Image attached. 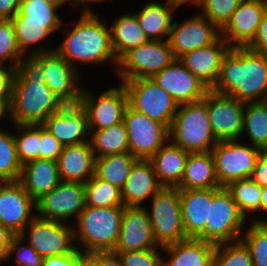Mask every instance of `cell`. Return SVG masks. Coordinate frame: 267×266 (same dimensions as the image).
<instances>
[{
  "label": "cell",
  "mask_w": 267,
  "mask_h": 266,
  "mask_svg": "<svg viewBox=\"0 0 267 266\" xmlns=\"http://www.w3.org/2000/svg\"><path fill=\"white\" fill-rule=\"evenodd\" d=\"M87 259L92 266H123L119 255L113 251L88 253Z\"/></svg>",
  "instance_id": "52"
},
{
  "label": "cell",
  "mask_w": 267,
  "mask_h": 266,
  "mask_svg": "<svg viewBox=\"0 0 267 266\" xmlns=\"http://www.w3.org/2000/svg\"><path fill=\"white\" fill-rule=\"evenodd\" d=\"M89 131V142L95 159L106 155L130 152L124 122L100 130Z\"/></svg>",
  "instance_id": "33"
},
{
  "label": "cell",
  "mask_w": 267,
  "mask_h": 266,
  "mask_svg": "<svg viewBox=\"0 0 267 266\" xmlns=\"http://www.w3.org/2000/svg\"><path fill=\"white\" fill-rule=\"evenodd\" d=\"M19 181L35 200L53 190L60 182L58 163L53 159H34L22 166Z\"/></svg>",
  "instance_id": "29"
},
{
  "label": "cell",
  "mask_w": 267,
  "mask_h": 266,
  "mask_svg": "<svg viewBox=\"0 0 267 266\" xmlns=\"http://www.w3.org/2000/svg\"><path fill=\"white\" fill-rule=\"evenodd\" d=\"M247 48L267 57V11L258 25L253 41Z\"/></svg>",
  "instance_id": "50"
},
{
  "label": "cell",
  "mask_w": 267,
  "mask_h": 266,
  "mask_svg": "<svg viewBox=\"0 0 267 266\" xmlns=\"http://www.w3.org/2000/svg\"><path fill=\"white\" fill-rule=\"evenodd\" d=\"M22 0H0V20H11L20 9Z\"/></svg>",
  "instance_id": "54"
},
{
  "label": "cell",
  "mask_w": 267,
  "mask_h": 266,
  "mask_svg": "<svg viewBox=\"0 0 267 266\" xmlns=\"http://www.w3.org/2000/svg\"><path fill=\"white\" fill-rule=\"evenodd\" d=\"M178 7H182L179 0H165L164 3L154 0L134 14L149 40H166L169 39Z\"/></svg>",
  "instance_id": "25"
},
{
  "label": "cell",
  "mask_w": 267,
  "mask_h": 266,
  "mask_svg": "<svg viewBox=\"0 0 267 266\" xmlns=\"http://www.w3.org/2000/svg\"><path fill=\"white\" fill-rule=\"evenodd\" d=\"M9 182L5 177H3L1 174H0V189L7 183Z\"/></svg>",
  "instance_id": "61"
},
{
  "label": "cell",
  "mask_w": 267,
  "mask_h": 266,
  "mask_svg": "<svg viewBox=\"0 0 267 266\" xmlns=\"http://www.w3.org/2000/svg\"><path fill=\"white\" fill-rule=\"evenodd\" d=\"M129 105L136 111L170 128L178 109L172 96L158 86L152 78L123 81Z\"/></svg>",
  "instance_id": "9"
},
{
  "label": "cell",
  "mask_w": 267,
  "mask_h": 266,
  "mask_svg": "<svg viewBox=\"0 0 267 266\" xmlns=\"http://www.w3.org/2000/svg\"><path fill=\"white\" fill-rule=\"evenodd\" d=\"M182 218L187 238H198L209 220L214 188L180 190Z\"/></svg>",
  "instance_id": "27"
},
{
  "label": "cell",
  "mask_w": 267,
  "mask_h": 266,
  "mask_svg": "<svg viewBox=\"0 0 267 266\" xmlns=\"http://www.w3.org/2000/svg\"><path fill=\"white\" fill-rule=\"evenodd\" d=\"M41 63L34 56H24L13 81L11 123L43 124L65 105L45 84Z\"/></svg>",
  "instance_id": "1"
},
{
  "label": "cell",
  "mask_w": 267,
  "mask_h": 266,
  "mask_svg": "<svg viewBox=\"0 0 267 266\" xmlns=\"http://www.w3.org/2000/svg\"><path fill=\"white\" fill-rule=\"evenodd\" d=\"M12 257L14 259H12ZM16 266H42L43 257L35 251L21 234H14L4 262H10Z\"/></svg>",
  "instance_id": "46"
},
{
  "label": "cell",
  "mask_w": 267,
  "mask_h": 266,
  "mask_svg": "<svg viewBox=\"0 0 267 266\" xmlns=\"http://www.w3.org/2000/svg\"><path fill=\"white\" fill-rule=\"evenodd\" d=\"M11 20H0V64L9 65L17 69L23 59Z\"/></svg>",
  "instance_id": "44"
},
{
  "label": "cell",
  "mask_w": 267,
  "mask_h": 266,
  "mask_svg": "<svg viewBox=\"0 0 267 266\" xmlns=\"http://www.w3.org/2000/svg\"><path fill=\"white\" fill-rule=\"evenodd\" d=\"M169 140L189 153L208 152L218 143L208 117L207 101L178 106L169 128Z\"/></svg>",
  "instance_id": "5"
},
{
  "label": "cell",
  "mask_w": 267,
  "mask_h": 266,
  "mask_svg": "<svg viewBox=\"0 0 267 266\" xmlns=\"http://www.w3.org/2000/svg\"><path fill=\"white\" fill-rule=\"evenodd\" d=\"M14 133L0 128V174L8 181H18L22 172Z\"/></svg>",
  "instance_id": "41"
},
{
  "label": "cell",
  "mask_w": 267,
  "mask_h": 266,
  "mask_svg": "<svg viewBox=\"0 0 267 266\" xmlns=\"http://www.w3.org/2000/svg\"><path fill=\"white\" fill-rule=\"evenodd\" d=\"M261 212L263 213H267V187H262V198H261ZM256 213H254V218L250 219L249 221L252 222H267V217L265 219V217L261 216L260 217H256L255 216ZM262 217L264 219H262Z\"/></svg>",
  "instance_id": "58"
},
{
  "label": "cell",
  "mask_w": 267,
  "mask_h": 266,
  "mask_svg": "<svg viewBox=\"0 0 267 266\" xmlns=\"http://www.w3.org/2000/svg\"><path fill=\"white\" fill-rule=\"evenodd\" d=\"M106 1H110L111 3L113 2L112 0H70V3H71V6L73 5V8H78L79 5H83L82 9L81 10V13H98V12H94V10H92V8L90 9L88 6V4H101L103 2H106Z\"/></svg>",
  "instance_id": "56"
},
{
  "label": "cell",
  "mask_w": 267,
  "mask_h": 266,
  "mask_svg": "<svg viewBox=\"0 0 267 266\" xmlns=\"http://www.w3.org/2000/svg\"><path fill=\"white\" fill-rule=\"evenodd\" d=\"M20 234L43 258L68 255L77 249L71 223L45 220L35 216Z\"/></svg>",
  "instance_id": "11"
},
{
  "label": "cell",
  "mask_w": 267,
  "mask_h": 266,
  "mask_svg": "<svg viewBox=\"0 0 267 266\" xmlns=\"http://www.w3.org/2000/svg\"><path fill=\"white\" fill-rule=\"evenodd\" d=\"M57 10V6L45 0H22L19 12L11 21L46 23V28L53 34L54 31H59L63 24Z\"/></svg>",
  "instance_id": "36"
},
{
  "label": "cell",
  "mask_w": 267,
  "mask_h": 266,
  "mask_svg": "<svg viewBox=\"0 0 267 266\" xmlns=\"http://www.w3.org/2000/svg\"><path fill=\"white\" fill-rule=\"evenodd\" d=\"M212 90L244 103L267 100V57L247 47L230 48Z\"/></svg>",
  "instance_id": "3"
},
{
  "label": "cell",
  "mask_w": 267,
  "mask_h": 266,
  "mask_svg": "<svg viewBox=\"0 0 267 266\" xmlns=\"http://www.w3.org/2000/svg\"><path fill=\"white\" fill-rule=\"evenodd\" d=\"M79 103L85 109L89 130H100L123 122L129 99L121 83L98 96L84 86Z\"/></svg>",
  "instance_id": "12"
},
{
  "label": "cell",
  "mask_w": 267,
  "mask_h": 266,
  "mask_svg": "<svg viewBox=\"0 0 267 266\" xmlns=\"http://www.w3.org/2000/svg\"><path fill=\"white\" fill-rule=\"evenodd\" d=\"M181 2V6H184L186 4L193 5L194 7L197 6L200 2L203 0H179Z\"/></svg>",
  "instance_id": "60"
},
{
  "label": "cell",
  "mask_w": 267,
  "mask_h": 266,
  "mask_svg": "<svg viewBox=\"0 0 267 266\" xmlns=\"http://www.w3.org/2000/svg\"><path fill=\"white\" fill-rule=\"evenodd\" d=\"M177 187L180 190L220 187L211 151L189 154L181 183Z\"/></svg>",
  "instance_id": "32"
},
{
  "label": "cell",
  "mask_w": 267,
  "mask_h": 266,
  "mask_svg": "<svg viewBox=\"0 0 267 266\" xmlns=\"http://www.w3.org/2000/svg\"><path fill=\"white\" fill-rule=\"evenodd\" d=\"M57 163L61 181L84 184L95 175V156L90 142L64 146Z\"/></svg>",
  "instance_id": "26"
},
{
  "label": "cell",
  "mask_w": 267,
  "mask_h": 266,
  "mask_svg": "<svg viewBox=\"0 0 267 266\" xmlns=\"http://www.w3.org/2000/svg\"><path fill=\"white\" fill-rule=\"evenodd\" d=\"M149 202L150 207H143L148 213L154 237L160 247L188 239L184 230L178 187L163 186Z\"/></svg>",
  "instance_id": "6"
},
{
  "label": "cell",
  "mask_w": 267,
  "mask_h": 266,
  "mask_svg": "<svg viewBox=\"0 0 267 266\" xmlns=\"http://www.w3.org/2000/svg\"><path fill=\"white\" fill-rule=\"evenodd\" d=\"M241 240L251 253L253 266H267V222H250Z\"/></svg>",
  "instance_id": "42"
},
{
  "label": "cell",
  "mask_w": 267,
  "mask_h": 266,
  "mask_svg": "<svg viewBox=\"0 0 267 266\" xmlns=\"http://www.w3.org/2000/svg\"><path fill=\"white\" fill-rule=\"evenodd\" d=\"M45 1L57 6L59 9L61 8V6L63 7L64 5H66V3L68 2L70 3V0H45Z\"/></svg>",
  "instance_id": "59"
},
{
  "label": "cell",
  "mask_w": 267,
  "mask_h": 266,
  "mask_svg": "<svg viewBox=\"0 0 267 266\" xmlns=\"http://www.w3.org/2000/svg\"><path fill=\"white\" fill-rule=\"evenodd\" d=\"M41 63L45 84L66 104H77L80 101L83 83L81 74L69 64L56 50L34 55Z\"/></svg>",
  "instance_id": "16"
},
{
  "label": "cell",
  "mask_w": 267,
  "mask_h": 266,
  "mask_svg": "<svg viewBox=\"0 0 267 266\" xmlns=\"http://www.w3.org/2000/svg\"><path fill=\"white\" fill-rule=\"evenodd\" d=\"M63 147L64 146L41 124L39 158L57 161L59 155L62 153Z\"/></svg>",
  "instance_id": "48"
},
{
  "label": "cell",
  "mask_w": 267,
  "mask_h": 266,
  "mask_svg": "<svg viewBox=\"0 0 267 266\" xmlns=\"http://www.w3.org/2000/svg\"><path fill=\"white\" fill-rule=\"evenodd\" d=\"M13 25L18 47L24 56H34L55 50V48L51 49L50 47L49 49L45 45L46 42L49 44L52 35L46 28V23L13 22Z\"/></svg>",
  "instance_id": "34"
},
{
  "label": "cell",
  "mask_w": 267,
  "mask_h": 266,
  "mask_svg": "<svg viewBox=\"0 0 267 266\" xmlns=\"http://www.w3.org/2000/svg\"><path fill=\"white\" fill-rule=\"evenodd\" d=\"M87 261V254L76 249L68 255L45 257L42 266H84Z\"/></svg>",
  "instance_id": "49"
},
{
  "label": "cell",
  "mask_w": 267,
  "mask_h": 266,
  "mask_svg": "<svg viewBox=\"0 0 267 266\" xmlns=\"http://www.w3.org/2000/svg\"><path fill=\"white\" fill-rule=\"evenodd\" d=\"M98 16L96 13H81L76 22L68 21L67 24L74 25L71 29L61 27V32L67 35L54 48L78 71L80 64L105 66L108 62L114 64L116 72L118 60L111 45V29Z\"/></svg>",
  "instance_id": "2"
},
{
  "label": "cell",
  "mask_w": 267,
  "mask_h": 266,
  "mask_svg": "<svg viewBox=\"0 0 267 266\" xmlns=\"http://www.w3.org/2000/svg\"><path fill=\"white\" fill-rule=\"evenodd\" d=\"M220 37L221 30L198 11L181 23L174 21L168 40L175 58L179 59L185 53L215 43Z\"/></svg>",
  "instance_id": "17"
},
{
  "label": "cell",
  "mask_w": 267,
  "mask_h": 266,
  "mask_svg": "<svg viewBox=\"0 0 267 266\" xmlns=\"http://www.w3.org/2000/svg\"><path fill=\"white\" fill-rule=\"evenodd\" d=\"M84 266H92L88 261L84 264Z\"/></svg>",
  "instance_id": "62"
},
{
  "label": "cell",
  "mask_w": 267,
  "mask_h": 266,
  "mask_svg": "<svg viewBox=\"0 0 267 266\" xmlns=\"http://www.w3.org/2000/svg\"><path fill=\"white\" fill-rule=\"evenodd\" d=\"M85 185L61 181L53 190L36 201V216L74 224L85 208ZM74 218V222H67Z\"/></svg>",
  "instance_id": "14"
},
{
  "label": "cell",
  "mask_w": 267,
  "mask_h": 266,
  "mask_svg": "<svg viewBox=\"0 0 267 266\" xmlns=\"http://www.w3.org/2000/svg\"><path fill=\"white\" fill-rule=\"evenodd\" d=\"M176 60L168 39L150 40L129 50L119 60L116 70L121 83L137 78H152Z\"/></svg>",
  "instance_id": "8"
},
{
  "label": "cell",
  "mask_w": 267,
  "mask_h": 266,
  "mask_svg": "<svg viewBox=\"0 0 267 266\" xmlns=\"http://www.w3.org/2000/svg\"><path fill=\"white\" fill-rule=\"evenodd\" d=\"M16 75V68L0 64V97L12 100L13 81Z\"/></svg>",
  "instance_id": "51"
},
{
  "label": "cell",
  "mask_w": 267,
  "mask_h": 266,
  "mask_svg": "<svg viewBox=\"0 0 267 266\" xmlns=\"http://www.w3.org/2000/svg\"><path fill=\"white\" fill-rule=\"evenodd\" d=\"M242 140L218 141L211 152L220 187L252 176L260 149Z\"/></svg>",
  "instance_id": "10"
},
{
  "label": "cell",
  "mask_w": 267,
  "mask_h": 266,
  "mask_svg": "<svg viewBox=\"0 0 267 266\" xmlns=\"http://www.w3.org/2000/svg\"><path fill=\"white\" fill-rule=\"evenodd\" d=\"M110 29L111 45L117 60L129 50L150 41L140 27L136 15L129 11L113 19Z\"/></svg>",
  "instance_id": "31"
},
{
  "label": "cell",
  "mask_w": 267,
  "mask_h": 266,
  "mask_svg": "<svg viewBox=\"0 0 267 266\" xmlns=\"http://www.w3.org/2000/svg\"><path fill=\"white\" fill-rule=\"evenodd\" d=\"M266 11L267 0H243L221 29V36L231 48L247 47Z\"/></svg>",
  "instance_id": "20"
},
{
  "label": "cell",
  "mask_w": 267,
  "mask_h": 266,
  "mask_svg": "<svg viewBox=\"0 0 267 266\" xmlns=\"http://www.w3.org/2000/svg\"><path fill=\"white\" fill-rule=\"evenodd\" d=\"M189 152L168 140L149 160L159 182L166 187H177L182 180Z\"/></svg>",
  "instance_id": "30"
},
{
  "label": "cell",
  "mask_w": 267,
  "mask_h": 266,
  "mask_svg": "<svg viewBox=\"0 0 267 266\" xmlns=\"http://www.w3.org/2000/svg\"><path fill=\"white\" fill-rule=\"evenodd\" d=\"M84 185L86 206L100 208L124 206L121 189L117 186L99 179L96 175L91 177Z\"/></svg>",
  "instance_id": "39"
},
{
  "label": "cell",
  "mask_w": 267,
  "mask_h": 266,
  "mask_svg": "<svg viewBox=\"0 0 267 266\" xmlns=\"http://www.w3.org/2000/svg\"><path fill=\"white\" fill-rule=\"evenodd\" d=\"M208 117L217 141L240 140L246 103L210 89L204 96Z\"/></svg>",
  "instance_id": "15"
},
{
  "label": "cell",
  "mask_w": 267,
  "mask_h": 266,
  "mask_svg": "<svg viewBox=\"0 0 267 266\" xmlns=\"http://www.w3.org/2000/svg\"><path fill=\"white\" fill-rule=\"evenodd\" d=\"M231 47L221 36L215 43L185 53L179 60L209 89L218 81L222 59Z\"/></svg>",
  "instance_id": "23"
},
{
  "label": "cell",
  "mask_w": 267,
  "mask_h": 266,
  "mask_svg": "<svg viewBox=\"0 0 267 266\" xmlns=\"http://www.w3.org/2000/svg\"><path fill=\"white\" fill-rule=\"evenodd\" d=\"M243 0H203L196 7L220 30L227 24Z\"/></svg>",
  "instance_id": "45"
},
{
  "label": "cell",
  "mask_w": 267,
  "mask_h": 266,
  "mask_svg": "<svg viewBox=\"0 0 267 266\" xmlns=\"http://www.w3.org/2000/svg\"><path fill=\"white\" fill-rule=\"evenodd\" d=\"M123 122L126 127L130 153L137 159L149 160L168 140L169 128L127 107Z\"/></svg>",
  "instance_id": "13"
},
{
  "label": "cell",
  "mask_w": 267,
  "mask_h": 266,
  "mask_svg": "<svg viewBox=\"0 0 267 266\" xmlns=\"http://www.w3.org/2000/svg\"><path fill=\"white\" fill-rule=\"evenodd\" d=\"M163 187L150 160L138 159L121 189L125 207H143Z\"/></svg>",
  "instance_id": "24"
},
{
  "label": "cell",
  "mask_w": 267,
  "mask_h": 266,
  "mask_svg": "<svg viewBox=\"0 0 267 266\" xmlns=\"http://www.w3.org/2000/svg\"><path fill=\"white\" fill-rule=\"evenodd\" d=\"M226 188L230 191L241 213L249 219L252 213L261 212L262 187L251 178L231 182Z\"/></svg>",
  "instance_id": "38"
},
{
  "label": "cell",
  "mask_w": 267,
  "mask_h": 266,
  "mask_svg": "<svg viewBox=\"0 0 267 266\" xmlns=\"http://www.w3.org/2000/svg\"><path fill=\"white\" fill-rule=\"evenodd\" d=\"M11 122V101L8 98L0 97V120L6 119Z\"/></svg>",
  "instance_id": "57"
},
{
  "label": "cell",
  "mask_w": 267,
  "mask_h": 266,
  "mask_svg": "<svg viewBox=\"0 0 267 266\" xmlns=\"http://www.w3.org/2000/svg\"><path fill=\"white\" fill-rule=\"evenodd\" d=\"M250 178L260 187H267V149L260 150Z\"/></svg>",
  "instance_id": "53"
},
{
  "label": "cell",
  "mask_w": 267,
  "mask_h": 266,
  "mask_svg": "<svg viewBox=\"0 0 267 266\" xmlns=\"http://www.w3.org/2000/svg\"><path fill=\"white\" fill-rule=\"evenodd\" d=\"M14 234L0 223V264L5 259Z\"/></svg>",
  "instance_id": "55"
},
{
  "label": "cell",
  "mask_w": 267,
  "mask_h": 266,
  "mask_svg": "<svg viewBox=\"0 0 267 266\" xmlns=\"http://www.w3.org/2000/svg\"><path fill=\"white\" fill-rule=\"evenodd\" d=\"M163 248L115 252L119 255L123 266H161Z\"/></svg>",
  "instance_id": "47"
},
{
  "label": "cell",
  "mask_w": 267,
  "mask_h": 266,
  "mask_svg": "<svg viewBox=\"0 0 267 266\" xmlns=\"http://www.w3.org/2000/svg\"><path fill=\"white\" fill-rule=\"evenodd\" d=\"M138 159L130 152L111 154L95 159V175L122 189L131 168Z\"/></svg>",
  "instance_id": "35"
},
{
  "label": "cell",
  "mask_w": 267,
  "mask_h": 266,
  "mask_svg": "<svg viewBox=\"0 0 267 266\" xmlns=\"http://www.w3.org/2000/svg\"><path fill=\"white\" fill-rule=\"evenodd\" d=\"M125 206H85L73 224L76 248L86 254L114 251Z\"/></svg>",
  "instance_id": "4"
},
{
  "label": "cell",
  "mask_w": 267,
  "mask_h": 266,
  "mask_svg": "<svg viewBox=\"0 0 267 266\" xmlns=\"http://www.w3.org/2000/svg\"><path fill=\"white\" fill-rule=\"evenodd\" d=\"M216 244L188 238L163 247L161 266H212Z\"/></svg>",
  "instance_id": "28"
},
{
  "label": "cell",
  "mask_w": 267,
  "mask_h": 266,
  "mask_svg": "<svg viewBox=\"0 0 267 266\" xmlns=\"http://www.w3.org/2000/svg\"><path fill=\"white\" fill-rule=\"evenodd\" d=\"M14 140L20 162L25 164L28 161L39 158L41 141V124L14 125Z\"/></svg>",
  "instance_id": "40"
},
{
  "label": "cell",
  "mask_w": 267,
  "mask_h": 266,
  "mask_svg": "<svg viewBox=\"0 0 267 266\" xmlns=\"http://www.w3.org/2000/svg\"><path fill=\"white\" fill-rule=\"evenodd\" d=\"M212 266H253L251 253L242 240L216 244Z\"/></svg>",
  "instance_id": "43"
},
{
  "label": "cell",
  "mask_w": 267,
  "mask_h": 266,
  "mask_svg": "<svg viewBox=\"0 0 267 266\" xmlns=\"http://www.w3.org/2000/svg\"><path fill=\"white\" fill-rule=\"evenodd\" d=\"M152 80L170 94L178 105L199 101L210 90L179 59L155 74Z\"/></svg>",
  "instance_id": "18"
},
{
  "label": "cell",
  "mask_w": 267,
  "mask_h": 266,
  "mask_svg": "<svg viewBox=\"0 0 267 266\" xmlns=\"http://www.w3.org/2000/svg\"><path fill=\"white\" fill-rule=\"evenodd\" d=\"M160 247L153 234L148 213L144 207H125L119 240L113 252L146 250Z\"/></svg>",
  "instance_id": "22"
},
{
  "label": "cell",
  "mask_w": 267,
  "mask_h": 266,
  "mask_svg": "<svg viewBox=\"0 0 267 266\" xmlns=\"http://www.w3.org/2000/svg\"><path fill=\"white\" fill-rule=\"evenodd\" d=\"M246 220L230 191L226 187H216L209 204L206 229L197 239L214 244L241 240Z\"/></svg>",
  "instance_id": "7"
},
{
  "label": "cell",
  "mask_w": 267,
  "mask_h": 266,
  "mask_svg": "<svg viewBox=\"0 0 267 266\" xmlns=\"http://www.w3.org/2000/svg\"><path fill=\"white\" fill-rule=\"evenodd\" d=\"M260 150L267 149V100L246 103L242 135Z\"/></svg>",
  "instance_id": "37"
},
{
  "label": "cell",
  "mask_w": 267,
  "mask_h": 266,
  "mask_svg": "<svg viewBox=\"0 0 267 266\" xmlns=\"http://www.w3.org/2000/svg\"><path fill=\"white\" fill-rule=\"evenodd\" d=\"M63 146L89 142V127L85 109L80 103L66 104L42 124Z\"/></svg>",
  "instance_id": "21"
},
{
  "label": "cell",
  "mask_w": 267,
  "mask_h": 266,
  "mask_svg": "<svg viewBox=\"0 0 267 266\" xmlns=\"http://www.w3.org/2000/svg\"><path fill=\"white\" fill-rule=\"evenodd\" d=\"M35 216L36 201L19 180L9 181L0 189V223L13 234H20Z\"/></svg>",
  "instance_id": "19"
}]
</instances>
